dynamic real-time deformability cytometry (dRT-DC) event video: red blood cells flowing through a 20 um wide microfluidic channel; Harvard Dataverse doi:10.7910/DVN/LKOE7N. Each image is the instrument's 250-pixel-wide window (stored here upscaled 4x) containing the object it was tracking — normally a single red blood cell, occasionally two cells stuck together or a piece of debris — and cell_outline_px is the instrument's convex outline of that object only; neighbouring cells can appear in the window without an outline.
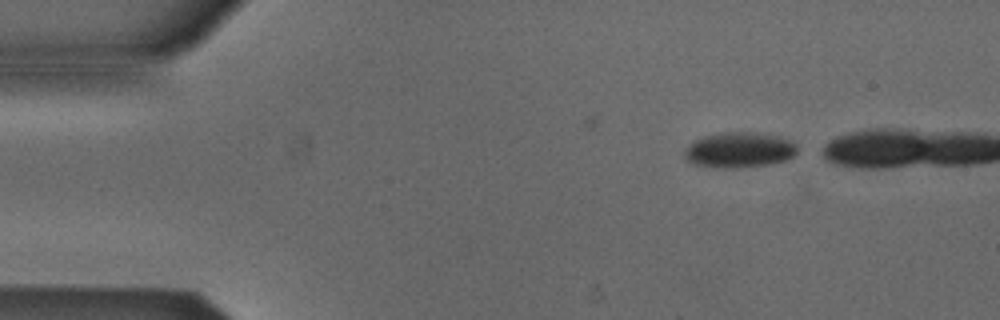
{"species": "Egyptian fruit bat (a non-hibernating species)", "species_latin": "Rousettus aegyptiacus", "temperature_condition": "cold", "stored_images_in_passage": 8, "camera_frame_rate_fps": 3000, "um_per_image_px": 0.085, "animal": {"sex": "male"}, "frame": {"image": 1, "passage_image": 8, "time_ms": 2.333, "image_size_px": [1000, 320], "cell_outline_px": [[796, 152], [788, 160], [772, 164], [740, 168], [712, 168], [692, 164], [684, 160], [684, 148], [688, 144], [704, 136], [724, 132], [752, 132], [776, 136], [788, 140], [796, 144]], "centroid_in_image_um": [62.78, 12.77], "position_along_channel_um": 22.2, "area_um2": 23.58}}